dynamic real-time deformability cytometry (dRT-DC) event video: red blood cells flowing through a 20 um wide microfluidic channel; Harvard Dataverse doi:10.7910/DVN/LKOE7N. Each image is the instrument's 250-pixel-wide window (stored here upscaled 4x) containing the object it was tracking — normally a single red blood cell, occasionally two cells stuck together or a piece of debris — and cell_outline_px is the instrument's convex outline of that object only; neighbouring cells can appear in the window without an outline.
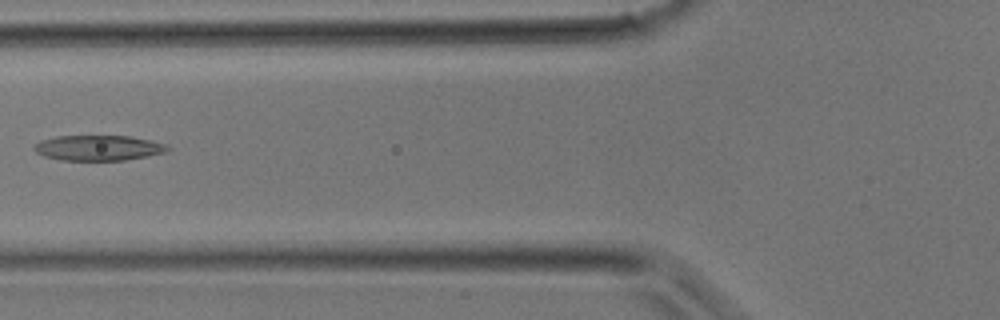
{"species": "common noctule bat (a hibernating species)", "species_latin": "Nyctalus noctula", "temperature_condition": "room temperature", "stored_images_in_passage": 35, "camera_frame_rate_fps": 3000, "um_per_image_px": 0.085, "animal": {"sex": "male", "body_mass_g": 17.9}, "frame": {"image": 1, "passage_image": 14, "time_ms": 4.333, "image_size_px": [1000, 320], "cell_outline_px": [[172, 148], [164, 152], [148, 156], [124, 160], [60, 160], [44, 156], [36, 152], [32, 148], [40, 140], [56, 136], [132, 136], [152, 140], [168, 144]], "centroid_in_image_um": [8.39, 12.56], "position_along_channel_um": 117.4, "area_um2": 19.83}}
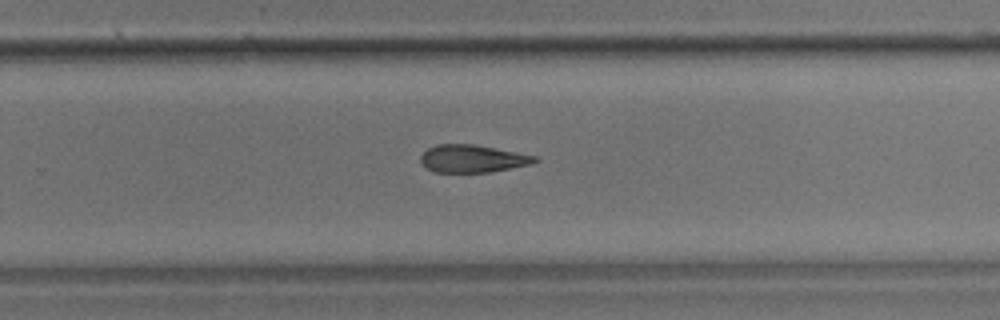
{"frame": {"image": 2, "passage_image": 23, "time_ms": 7.333, "image_size_px": [1000, 320], "cell_outline_px": [[540, 160], [532, 164], [488, 172], [432, 172], [420, 160], [420, 156], [428, 148], [436, 144], [472, 144], [536, 156]], "centroid_in_image_um": [40.15, 13.48], "position_along_channel_um": 289.6, "area_um2": 18.15}}
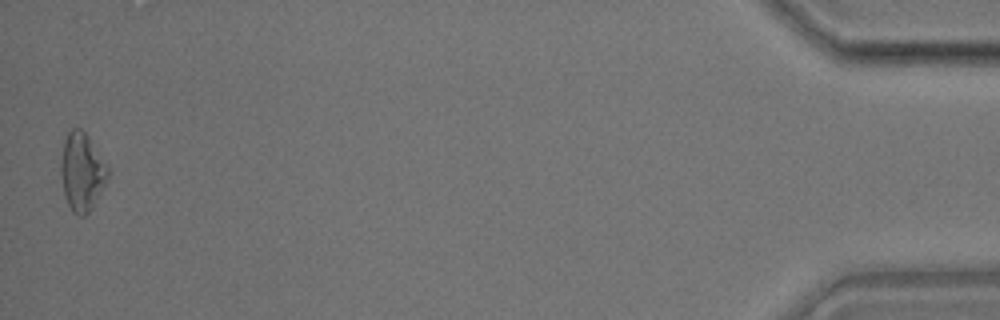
{"frame": {"image": 3, "passage_image": 35, "time_ms": 11.333, "image_size_px": [1000, 320], "cell_outline_px": [[108, 180], [92, 208], [84, 216], [76, 216], [72, 212], [68, 204], [64, 192], [60, 172], [60, 164], [64, 140], [68, 132], [72, 128], [80, 128], [84, 132], [108, 168]], "centroid_in_image_um": [6.94, 14.65], "position_along_channel_um": 428.3, "area_um2": 21.1}}